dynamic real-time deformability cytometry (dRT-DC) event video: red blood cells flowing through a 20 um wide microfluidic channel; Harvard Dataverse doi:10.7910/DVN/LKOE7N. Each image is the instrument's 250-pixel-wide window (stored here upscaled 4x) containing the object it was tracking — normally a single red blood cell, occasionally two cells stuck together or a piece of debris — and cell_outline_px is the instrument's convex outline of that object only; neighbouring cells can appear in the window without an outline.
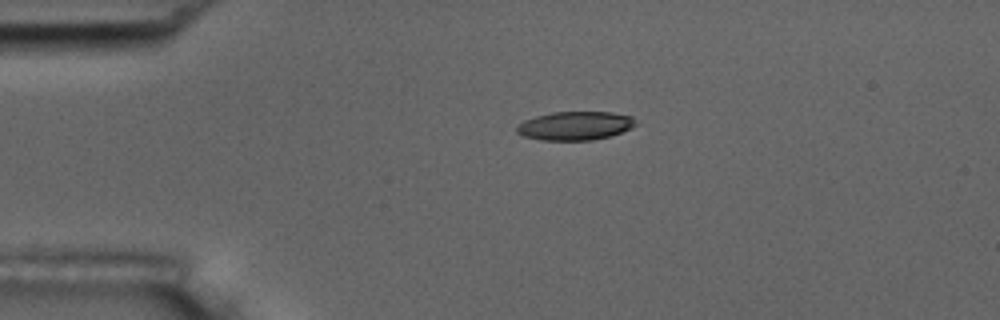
{"species": "common noctule bat (a hibernating species)", "species_latin": "Nyctalus noctula", "temperature_condition": "room temperature", "stored_images_in_passage": 2, "camera_frame_rate_fps": 3000, "um_per_image_px": 0.085, "animal": {"sex": "male", "body_mass_g": 17.5, "forearm_length_mm": 52.3}, "frame": {"image": 1, "passage_image": 1, "time_ms": 0.0, "image_size_px": [1000, 320], "cell_outline_px": [[636, 124], [632, 128], [608, 136], [592, 140], [540, 140], [524, 136], [516, 132], [516, 124], [524, 120], [536, 116], [552, 112], [612, 112], [632, 116]], "centroid_in_image_um": [48.85, 10.68], "position_along_channel_um": 36.2, "area_um2": 19.83}}
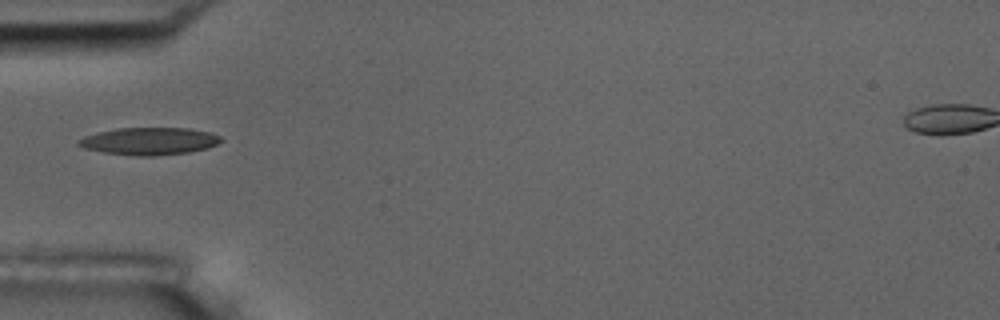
{"frame": {"image": 2, "passage_image": 2, "time_ms": 2.0, "image_size_px": [1000, 320], "cell_outline_px": [[224, 140], [208, 148], [188, 152], [156, 156], [136, 156], [104, 152], [84, 148], [76, 144], [76, 140], [84, 136], [96, 132], [116, 128], [188, 128], [208, 132], [220, 136]], "centroid_in_image_um": [12.66, 11.99], "position_along_channel_um": 72.3, "area_um2": 22.83}}